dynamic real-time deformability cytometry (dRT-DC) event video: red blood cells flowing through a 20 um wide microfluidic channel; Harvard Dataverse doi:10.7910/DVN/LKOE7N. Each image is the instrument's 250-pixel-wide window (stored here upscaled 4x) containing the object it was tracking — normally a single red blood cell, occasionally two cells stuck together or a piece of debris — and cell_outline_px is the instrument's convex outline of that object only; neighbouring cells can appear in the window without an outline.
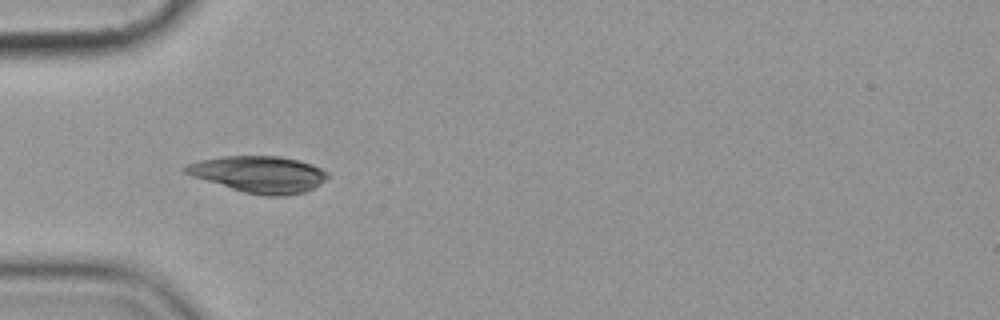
{"species": "common noctule bat (a hibernating species)", "species_latin": "Nyctalus noctula", "temperature_condition": "cold", "stored_images_in_passage": 7, "camera_frame_rate_fps": 3000, "um_per_image_px": 0.085, "animal": {"sex": "female", "body_mass_g": 19.9}, "frame": {"image": 1, "passage_image": 5, "time_ms": 4.333, "image_size_px": [1000, 320], "cell_outline_px": [[328, 176], [320, 184], [304, 192], [284, 196], [264, 196], [244, 192], [192, 176], [184, 172], [180, 168], [188, 164], [200, 160], [224, 156], [280, 156], [300, 160], [312, 164], [328, 172]], "centroid_in_image_um": [22.02, 14.81], "position_along_channel_um": 63.0, "area_um2": 30.17}}
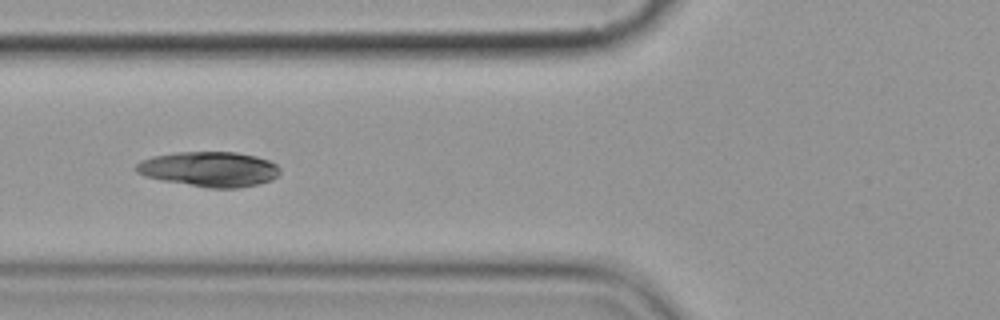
{"frame": {"image": 2, "passage_image": 6, "time_ms": 5.667, "image_size_px": [1000, 320], "cell_outline_px": [[280, 172], [272, 180], [260, 184], [240, 188], [208, 188], [164, 180], [144, 176], [136, 172], [136, 164], [140, 160], [152, 156], [176, 152], [236, 152], [256, 156], [268, 160], [276, 164], [280, 168]], "centroid_in_image_um": [17.81, 14.37], "position_along_channel_um": 108.0, "area_um2": 29.48}}
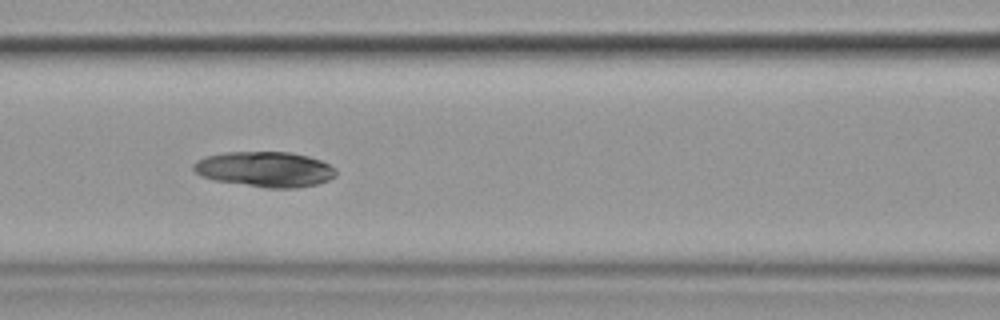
{"frame": {"image": 3, "passage_image": 7, "time_ms": 6.667, "image_size_px": [1000, 320], "cell_outline_px": [[336, 176], [328, 180], [316, 184], [296, 188], [268, 188], [212, 180], [200, 176], [192, 168], [192, 164], [196, 160], [204, 156], [224, 152], [292, 152], [308, 156], [320, 160], [336, 168]], "centroid_in_image_um": [22.49, 14.38], "position_along_channel_um": 144.1, "area_um2": 29.59}}